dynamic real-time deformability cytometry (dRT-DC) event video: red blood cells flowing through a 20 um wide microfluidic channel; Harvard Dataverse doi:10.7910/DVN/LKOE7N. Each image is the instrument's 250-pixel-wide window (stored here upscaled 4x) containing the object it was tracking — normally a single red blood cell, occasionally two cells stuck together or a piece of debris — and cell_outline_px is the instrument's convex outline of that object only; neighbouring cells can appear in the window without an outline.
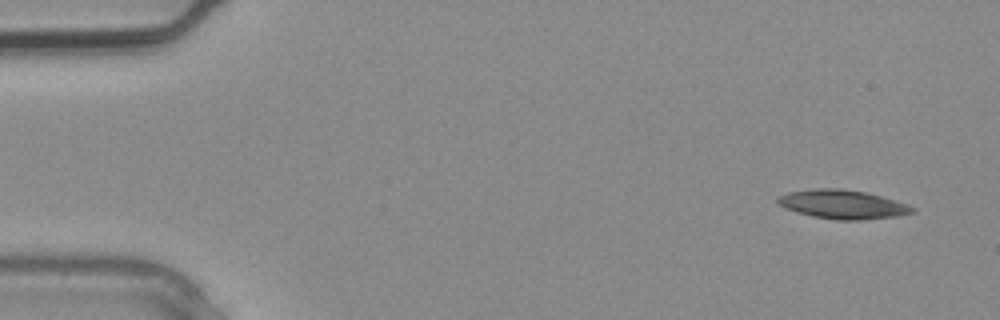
{"species": "common noctule bat (a hibernating species)", "species_latin": "Nyctalus noctula", "temperature_condition": "warm", "stored_images_in_passage": 3, "camera_frame_rate_fps": 3000, "um_per_image_px": 0.085, "animal": {"sex": "male", "body_mass_g": 20.4}, "frame": {"image": 1, "passage_image": 3, "time_ms": 0.667, "image_size_px": [1000, 320], "cell_outline_px": [[916, 212], [900, 216], [860, 220], [836, 220], [812, 216], [796, 212], [784, 208], [776, 204], [776, 200], [780, 196], [788, 192], [816, 188], [840, 188], [864, 192], [880, 196], [908, 204], [916, 208]], "centroid_in_image_um": [71.63, 17.38], "position_along_channel_um": 13.4, "area_um2": 22.83}}